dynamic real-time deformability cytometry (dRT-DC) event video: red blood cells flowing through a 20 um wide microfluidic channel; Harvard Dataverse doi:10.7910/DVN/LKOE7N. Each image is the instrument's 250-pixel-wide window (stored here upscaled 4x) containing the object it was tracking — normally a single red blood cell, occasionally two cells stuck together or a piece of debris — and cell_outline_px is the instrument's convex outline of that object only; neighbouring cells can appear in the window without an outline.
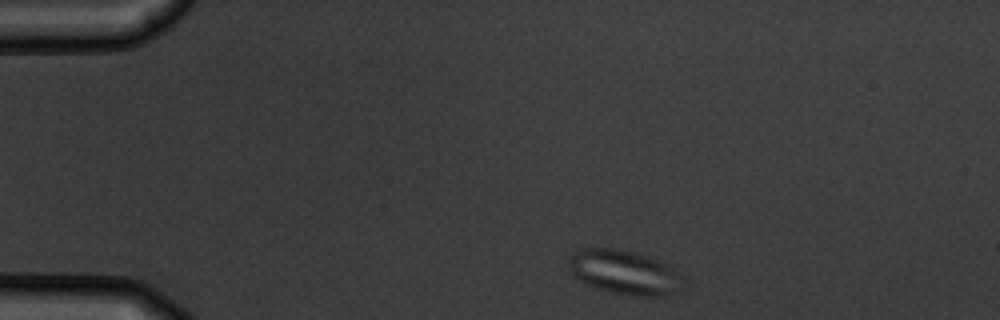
{"species": "common noctule bat (a hibernating species)", "species_latin": "Nyctalus noctula", "temperature_condition": "warm", "stored_images_in_passage": 4, "camera_frame_rate_fps": 3000, "um_per_image_px": 0.085, "animal": {"sex": "male", "body_mass_g": 19.5, "forearm_length_mm": 54.6}, "frame": {"image": 1, "passage_image": 4, "time_ms": 4.333, "image_size_px": [1000, 320], "cell_outline_px": [[680, 292], [664, 296], [628, 296], [596, 288], [584, 284], [572, 272], [568, 256], [572, 252], [580, 248], [620, 248], [648, 256], [668, 264], [680, 272]], "centroid_in_image_um": [53.07, 23.14], "position_along_channel_um": 31.9, "area_um2": 29.77}}